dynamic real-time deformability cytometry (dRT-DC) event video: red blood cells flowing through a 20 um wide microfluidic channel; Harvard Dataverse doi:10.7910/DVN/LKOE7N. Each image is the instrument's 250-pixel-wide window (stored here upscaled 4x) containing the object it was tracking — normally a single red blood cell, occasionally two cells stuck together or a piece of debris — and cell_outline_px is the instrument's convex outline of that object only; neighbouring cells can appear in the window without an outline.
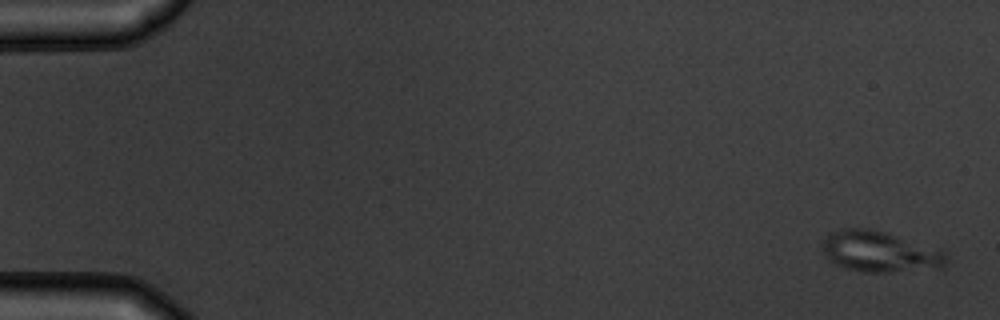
{"species": "common noctule bat (a hibernating species)", "species_latin": "Nyctalus noctula", "temperature_condition": "warm", "stored_images_in_passage": 6, "camera_frame_rate_fps": 3000, "um_per_image_px": 0.085, "animal": {"sex": "male", "body_mass_g": 19.5, "forearm_length_mm": 54.6}, "frame": {"image": 1, "passage_image": 1, "time_ms": 0.0, "image_size_px": [1000, 320], "cell_outline_px": [[948, 260], [944, 268], [884, 272], [860, 272], [844, 268], [828, 260], [824, 256], [824, 236], [828, 232], [840, 228], [868, 228], [888, 232], [940, 248], [944, 252]], "centroid_in_image_um": [74.8, 21.38], "position_along_channel_um": 10.2, "area_um2": 30.17}}